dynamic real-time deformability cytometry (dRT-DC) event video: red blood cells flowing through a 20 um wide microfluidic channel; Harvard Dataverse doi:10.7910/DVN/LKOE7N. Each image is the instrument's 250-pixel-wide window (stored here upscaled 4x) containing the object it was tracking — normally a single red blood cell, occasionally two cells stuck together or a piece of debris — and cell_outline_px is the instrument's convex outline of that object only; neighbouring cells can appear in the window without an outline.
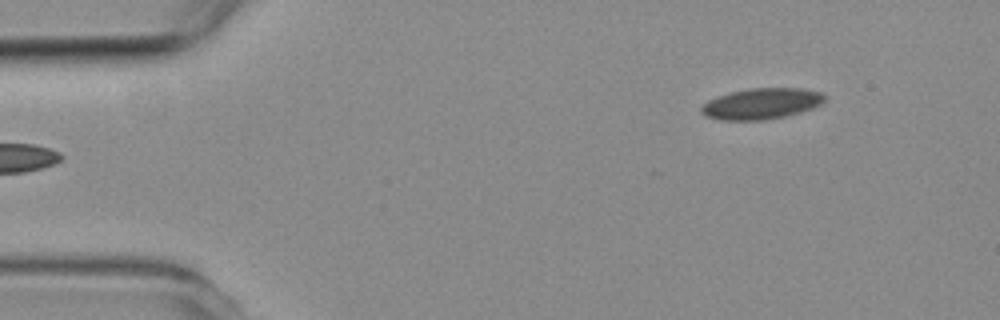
{"species": "common noctule bat (a hibernating species)", "species_latin": "Nyctalus noctula", "temperature_condition": "room temperature", "stored_images_in_passage": 4, "segment_of_instrument_passage": [2, 2], "camera_frame_rate_fps": 3000, "um_per_image_px": 0.085, "animal": {"sex": "female", "body_mass_g": 19.3, "forearm_length_mm": 54.1}, "frame": {"image": 1, "passage_image": 4, "time_ms": 4.0, "image_size_px": [1000, 320], "cell_outline_px": [[828, 96], [820, 104], [812, 108], [800, 112], [784, 116], [764, 120], [720, 120], [704, 116], [700, 112], [700, 108], [708, 100], [732, 92], [748, 88], [800, 88], [820, 92]], "centroid_in_image_um": [64.72, 8.81], "position_along_channel_um": 20.3, "area_um2": 22.2}}